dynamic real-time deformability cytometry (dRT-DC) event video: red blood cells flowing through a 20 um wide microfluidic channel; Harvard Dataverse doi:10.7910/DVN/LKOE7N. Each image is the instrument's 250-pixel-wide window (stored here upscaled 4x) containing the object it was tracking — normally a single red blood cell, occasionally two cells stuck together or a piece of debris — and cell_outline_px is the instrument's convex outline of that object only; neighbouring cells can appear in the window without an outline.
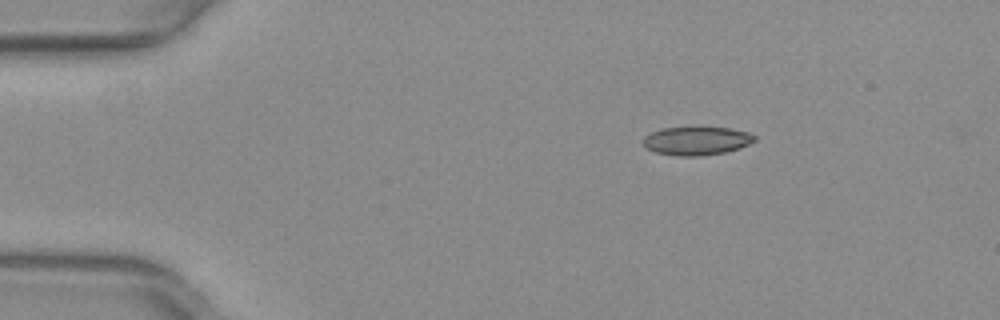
{"species": "common noctule bat (a hibernating species)", "species_latin": "Nyctalus noctula", "temperature_condition": "warm", "stored_images_in_passage": 38, "camera_frame_rate_fps": 3000, "um_per_image_px": 0.085, "animal": {"sex": "female", "body_mass_g": 29.2, "forearm_length_mm": 56.3}, "frame": {"image": 1, "passage_image": 1, "time_ms": 0.0, "image_size_px": [1000, 320], "cell_outline_px": [[756, 140], [740, 148], [728, 152], [700, 156], [680, 156], [656, 152], [648, 148], [644, 144], [644, 136], [652, 132], [664, 128], [728, 128], [748, 132], [756, 136]], "centroid_in_image_um": [59.25, 11.98], "position_along_channel_um": 25.7, "area_um2": 18.21}}
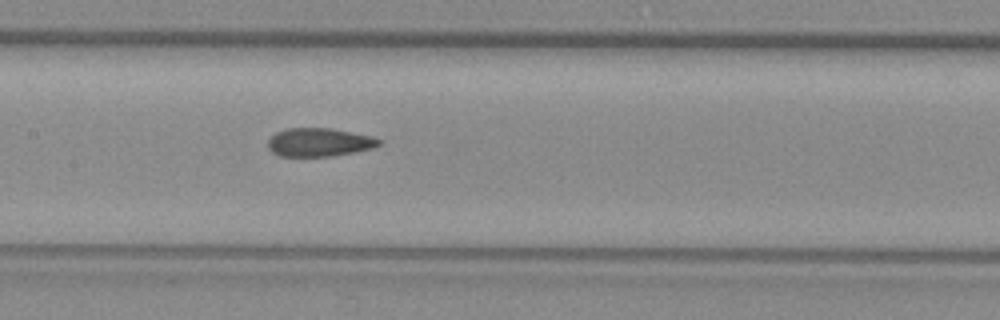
{"frame": {"image": 2, "passage_image": 18, "time_ms": 5.667, "image_size_px": [1000, 320], "cell_outline_px": [[380, 144], [372, 148], [356, 152], [332, 156], [280, 156], [272, 152], [268, 148], [268, 140], [276, 132], [288, 128], [328, 128], [372, 136], [380, 140]], "centroid_in_image_um": [27.11, 12.1], "position_along_channel_um": 180.3, "area_um2": 18.26}}
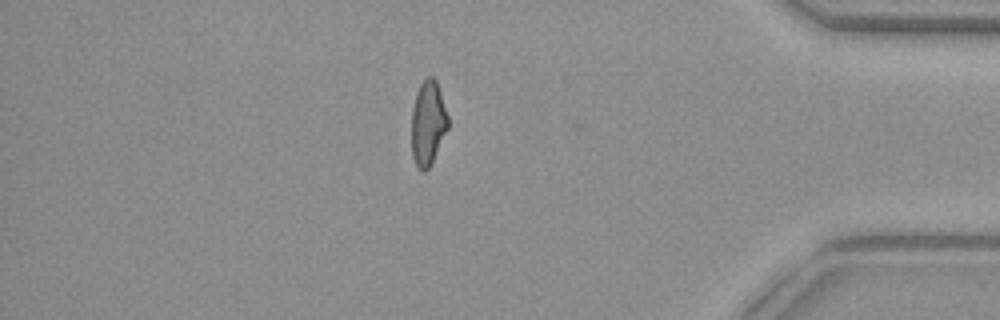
{"frame": {"image": 3, "passage_image": 37, "time_ms": 12.0, "image_size_px": [1000, 320], "cell_outline_px": [[448, 128], [432, 164], [424, 172], [416, 164], [412, 156], [412, 108], [416, 92], [420, 84], [428, 76], [432, 76], [436, 80], [448, 116]], "centroid_in_image_um": [36.38, 10.46], "position_along_channel_um": 398.8, "area_um2": 17.92}, "authors_computed_cell_mechanics": {"area_um2": 18.8717, "velocity_mm_per_s": 4.0208, "shape_relaxation_time_tau1_ms": null, "shape_relaxation_time_tau2_ms": 1.7556, "deformation_change_tau1": null, "deformation_change_tau2": 0.0852}}